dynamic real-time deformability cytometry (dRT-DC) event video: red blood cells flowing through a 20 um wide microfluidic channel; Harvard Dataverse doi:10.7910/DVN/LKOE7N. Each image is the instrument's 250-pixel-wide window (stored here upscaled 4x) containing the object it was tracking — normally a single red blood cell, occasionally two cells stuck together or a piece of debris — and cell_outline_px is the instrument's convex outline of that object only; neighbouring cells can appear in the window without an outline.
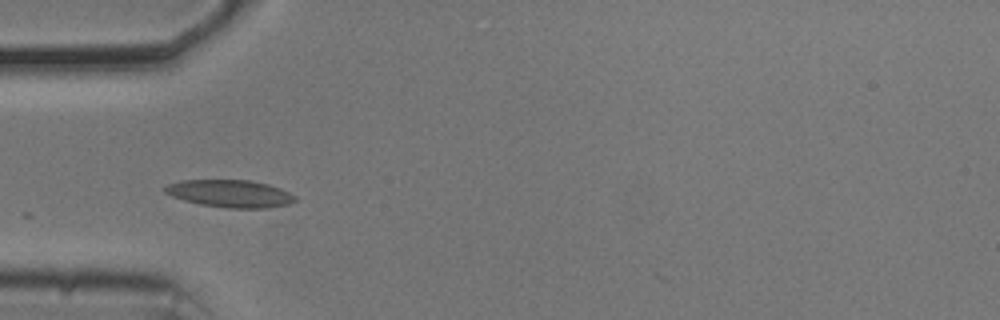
{"species": "common noctule bat (a hibernating species)", "species_latin": "Nyctalus noctula", "temperature_condition": "cold", "stored_images_in_passage": 33, "camera_frame_rate_fps": 3000, "um_per_image_px": 0.085, "animal": {"sex": "male", "body_mass_g": 20.5, "forearm_length_mm": 52.5}, "frame": {"image": 1, "passage_image": 1, "time_ms": 0.0, "image_size_px": [1000, 320], "cell_outline_px": [[296, 200], [288, 204], [268, 208], [228, 208], [200, 204], [184, 200], [172, 196], [164, 192], [164, 188], [168, 184], [180, 180], [248, 180], [268, 184], [280, 188], [296, 196]], "centroid_in_image_um": [19.56, 16.45], "position_along_channel_um": 65.4, "area_um2": 20.75}}
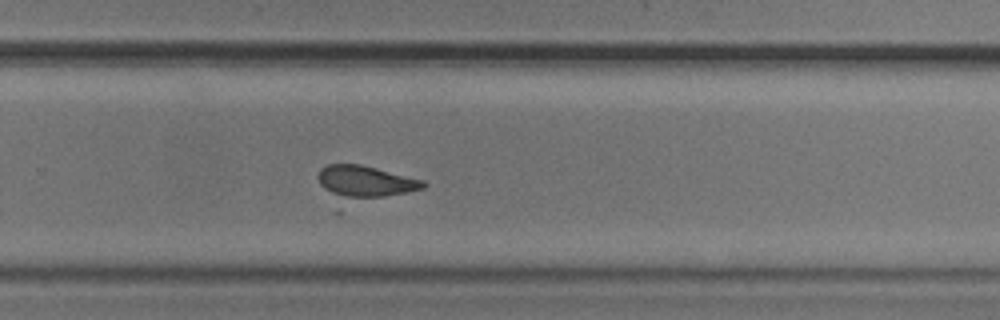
{"frame": {"image": 2, "passage_image": 20, "time_ms": 6.333, "image_size_px": [1000, 320], "cell_outline_px": [[428, 184], [424, 188], [408, 192], [384, 196], [340, 196], [324, 188], [320, 184], [316, 176], [320, 168], [328, 164], [360, 164], [424, 180]], "centroid_in_image_um": [31.07, 15.38], "position_along_channel_um": 298.7, "area_um2": 18.79}}
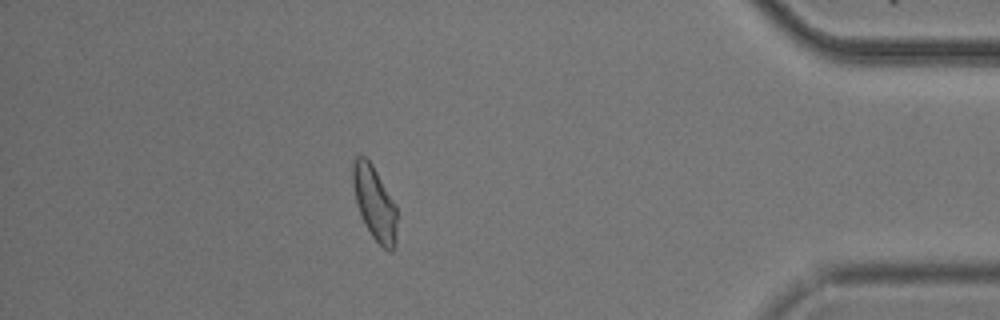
{"frame": {"image": 3, "passage_image": 32, "time_ms": 10.333, "image_size_px": [1000, 320], "cell_outline_px": [[396, 248], [392, 252], [388, 252], [372, 236], [364, 224], [360, 216], [356, 204], [352, 184], [352, 164], [356, 156], [364, 156], [372, 164], [396, 204]], "centroid_in_image_um": [31.83, 17.28], "position_along_channel_um": 403.4, "area_um2": 19.25}}